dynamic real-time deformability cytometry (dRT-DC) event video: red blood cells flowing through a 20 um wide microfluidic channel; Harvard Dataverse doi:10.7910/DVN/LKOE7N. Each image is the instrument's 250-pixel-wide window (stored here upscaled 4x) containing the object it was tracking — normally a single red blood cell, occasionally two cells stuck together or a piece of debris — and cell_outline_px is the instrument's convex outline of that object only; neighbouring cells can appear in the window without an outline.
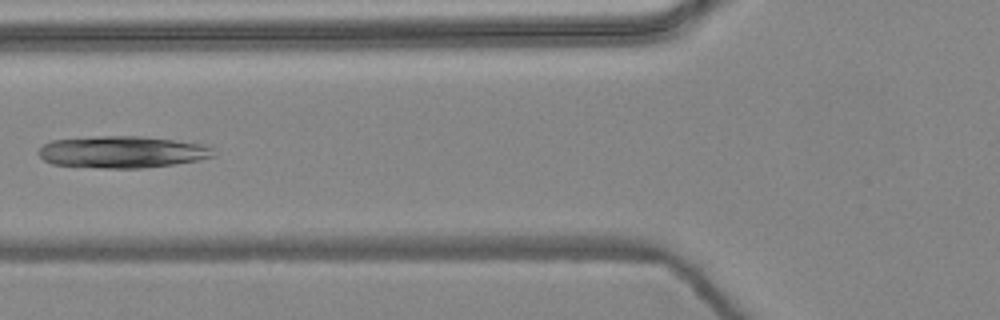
{"species": "common noctule bat (a hibernating species)", "species_latin": "Nyctalus noctula", "temperature_condition": "warm", "stored_images_in_passage": 6, "camera_frame_rate_fps": 3000, "um_per_image_px": 0.085, "animal": {"sex": "female", "body_mass_g": 24.6, "forearm_length_mm": 56.2}, "frame": {"image": 1, "passage_image": 5, "time_ms": 1.333, "image_size_px": [1000, 320], "cell_outline_px": [[216, 156], [196, 160], [172, 164], [140, 168], [104, 168], [52, 164], [44, 160], [40, 156], [40, 148], [44, 144], [52, 140], [100, 136], [140, 136], [204, 144], [212, 148]], "centroid_in_image_um": [10.39, 12.91], "position_along_channel_um": 115.4, "area_um2": 32.14}}
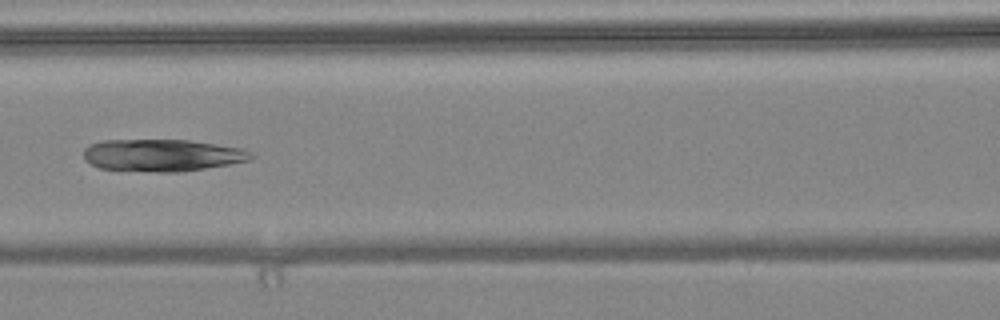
{"frame": {"image": 2, "passage_image": 6, "time_ms": 1.667, "image_size_px": [1000, 320], "cell_outline_px": [[256, 156], [248, 160], [228, 164], [204, 168], [176, 172], [156, 172], [100, 168], [84, 160], [84, 148], [88, 144], [100, 140], [188, 140], [244, 148], [252, 152]], "centroid_in_image_um": [13.77, 13.18], "position_along_channel_um": 152.8, "area_um2": 31.39}}